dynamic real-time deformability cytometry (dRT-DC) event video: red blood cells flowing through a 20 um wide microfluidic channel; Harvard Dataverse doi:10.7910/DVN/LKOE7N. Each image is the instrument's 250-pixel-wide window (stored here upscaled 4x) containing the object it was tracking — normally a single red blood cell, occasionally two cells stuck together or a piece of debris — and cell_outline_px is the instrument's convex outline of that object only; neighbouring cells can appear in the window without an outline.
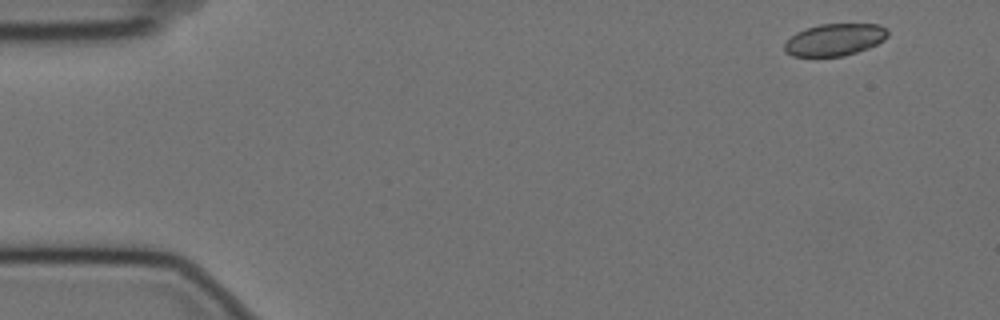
{"species": "Egyptian fruit bat (a non-hibernating species)", "species_latin": "Rousettus aegyptiacus", "temperature_condition": "cold", "stored_images_in_passage": 54, "camera_frame_rate_fps": 3000, "um_per_image_px": 0.085, "animal": {"sex": "female"}, "frame": {"image": 1, "passage_image": 1, "time_ms": 0.0, "image_size_px": [1000, 320], "cell_outline_px": [[888, 36], [884, 40], [868, 48], [844, 56], [792, 56], [784, 48], [784, 44], [796, 32], [820, 24], [880, 24], [888, 32]], "centroid_in_image_um": [70.97, 3.37], "position_along_channel_um": 14.0, "area_um2": 19.07}}
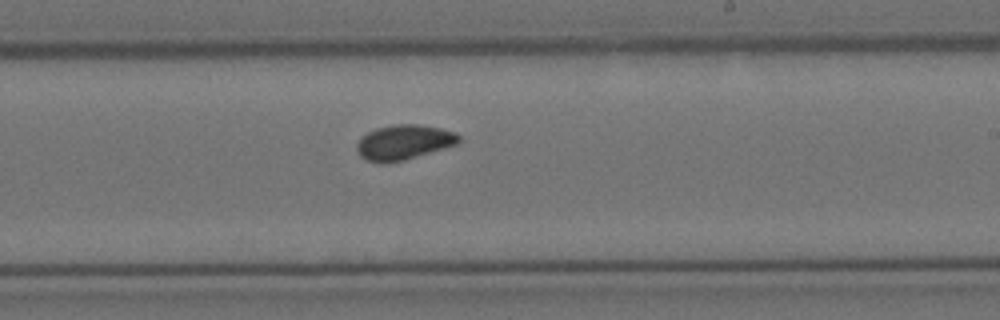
{"frame": {"image": 2, "passage_image": 31, "time_ms": 10.0, "image_size_px": [1000, 320], "cell_outline_px": [[460, 140], [456, 144], [404, 160], [380, 164], [368, 160], [360, 156], [356, 152], [356, 144], [368, 132], [376, 128], [392, 124], [420, 124], [440, 128], [456, 132], [460, 136]], "centroid_in_image_um": [34.31, 12.08], "position_along_channel_um": 254.7, "area_um2": 20.69}}
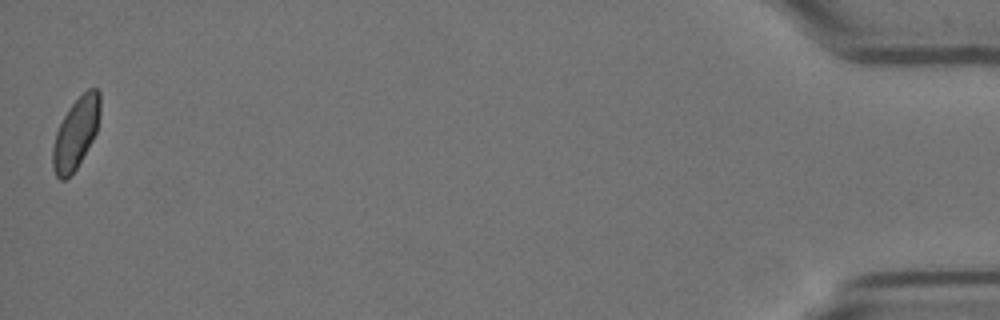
{"frame": {"image": 3, "passage_image": 54, "time_ms": 17.667, "image_size_px": [1000, 320], "cell_outline_px": [[100, 112], [96, 132], [92, 140], [76, 168], [64, 180], [60, 180], [56, 176], [52, 168], [52, 148], [56, 132], [68, 108], [88, 88], [96, 88], [100, 92]], "centroid_in_image_um": [6.44, 11.31], "position_along_channel_um": 428.8, "area_um2": 19.36}, "authors_computed_cell_mechanics": {"area_um2": 20.1433, "velocity_mm_per_s": 3.5061, "shape_relaxation_time_tau1_ms": 3.8696, "shape_relaxation_time_tau2_ms": 5.4394, "deformation_change_tau1": 0.0828, "deformation_change_tau2": 0.0691}}